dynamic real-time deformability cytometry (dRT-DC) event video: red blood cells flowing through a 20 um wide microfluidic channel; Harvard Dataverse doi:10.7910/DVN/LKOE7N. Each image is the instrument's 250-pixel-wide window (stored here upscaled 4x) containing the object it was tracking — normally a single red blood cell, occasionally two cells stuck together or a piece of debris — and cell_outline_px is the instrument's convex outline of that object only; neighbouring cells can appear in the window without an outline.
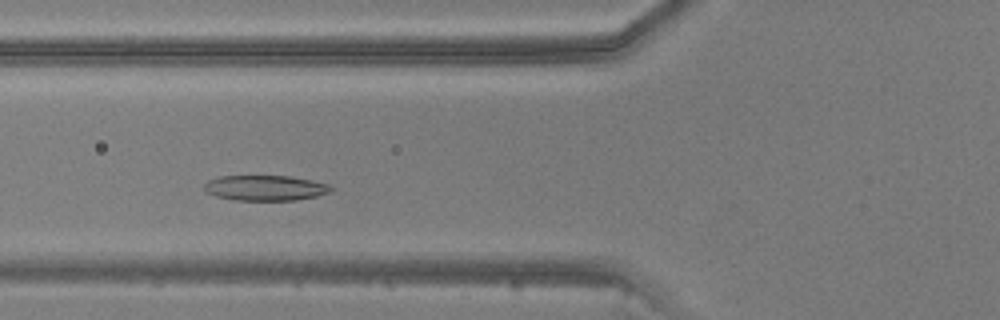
{"species": "common noctule bat (a hibernating species)", "species_latin": "Nyctalus noctula", "temperature_condition": "warm", "stored_images_in_passage": 40, "camera_frame_rate_fps": 3000, "um_per_image_px": 0.085, "animal": {"sex": "male", "body_mass_g": 20.5, "forearm_length_mm": 52.5}, "frame": {"image": 1, "passage_image": 11, "time_ms": 3.333, "image_size_px": [1000, 320], "cell_outline_px": [[336, 188], [328, 192], [316, 196], [296, 200], [232, 200], [216, 196], [204, 192], [204, 184], [208, 180], [220, 176], [288, 176], [312, 180], [328, 184]], "centroid_in_image_um": [22.53, 15.97], "position_along_channel_um": 103.3, "area_um2": 18.79}}
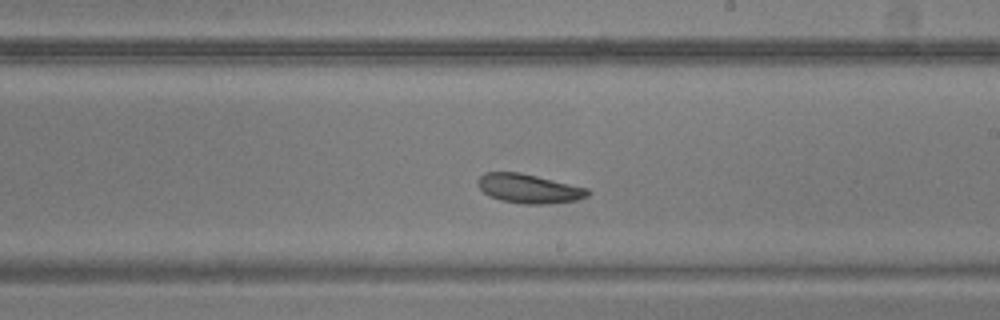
{"frame": {"image": 2, "passage_image": 21, "time_ms": 6.667, "image_size_px": [1000, 320], "cell_outline_px": [[592, 192], [588, 196], [576, 200], [548, 204], [520, 204], [500, 200], [488, 196], [476, 184], [476, 180], [484, 172], [520, 172], [588, 188]], "centroid_in_image_um": [44.94, 16.03], "position_along_channel_um": 244.1, "area_um2": 18.9}}
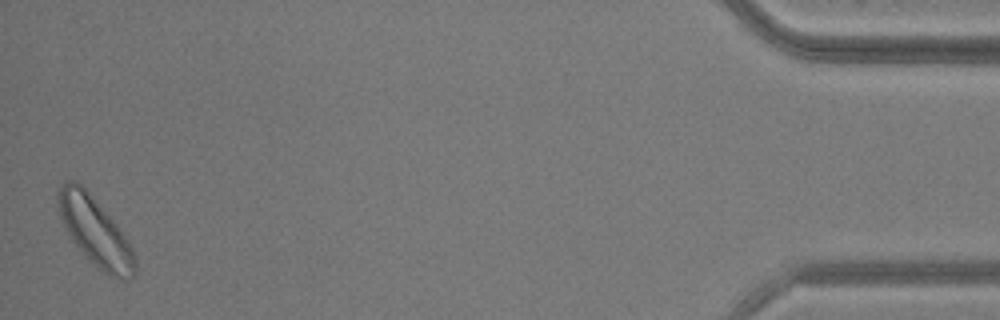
{"frame": {"image": 3, "passage_image": 40, "time_ms": 13.0, "image_size_px": [1000, 320], "cell_outline_px": [[136, 272], [128, 280], [124, 280], [112, 276], [104, 272], [84, 256], [72, 240], [60, 216], [56, 200], [56, 192], [68, 180], [76, 180], [88, 192], [116, 224], [132, 248], [136, 260]], "centroid_in_image_um": [8.07, 19.69], "position_along_channel_um": 427.1, "area_um2": 30.06}}